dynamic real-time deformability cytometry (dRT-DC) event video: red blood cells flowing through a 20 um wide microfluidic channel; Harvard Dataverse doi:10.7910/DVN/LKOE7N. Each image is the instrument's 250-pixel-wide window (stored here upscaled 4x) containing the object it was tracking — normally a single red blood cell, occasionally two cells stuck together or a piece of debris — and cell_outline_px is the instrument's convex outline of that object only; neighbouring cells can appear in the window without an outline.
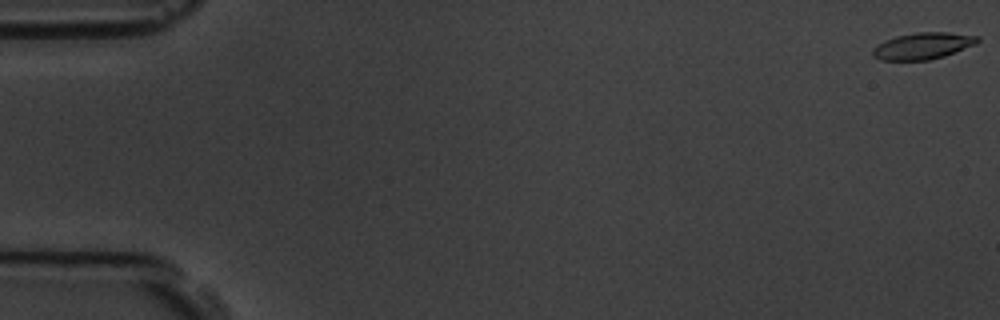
{"species": "common noctule bat (a hibernating species)", "species_latin": "Nyctalus noctula", "temperature_condition": "room temperature", "stored_images_in_passage": 6, "camera_frame_rate_fps": 3000, "um_per_image_px": 0.085, "animal": {"sex": "male", "body_mass_g": 19.5, "forearm_length_mm": 54.6}, "frame": {"image": 1, "passage_image": 1, "time_ms": 0.0, "image_size_px": [1000, 320], "cell_outline_px": [[980, 40], [976, 44], [944, 56], [928, 60], [880, 60], [872, 56], [872, 48], [884, 40], [896, 36], [916, 32], [948, 32], [980, 36]], "centroid_in_image_um": [78.43, 3.89], "position_along_channel_um": 6.6, "area_um2": 16.36}}
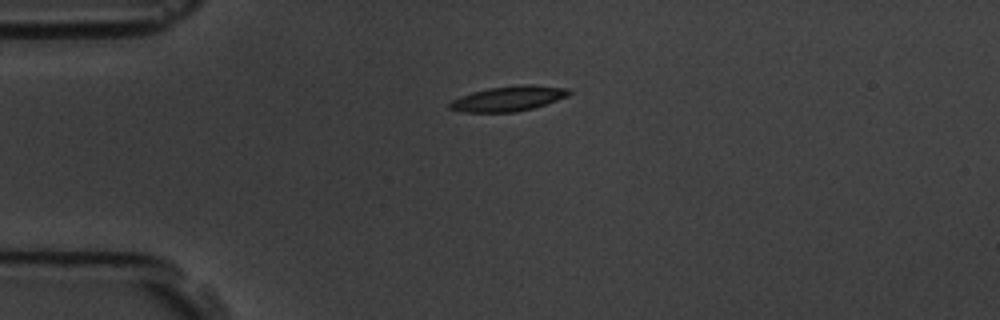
{"frame": {"image": 2, "passage_image": 5, "time_ms": 4.333, "image_size_px": [1000, 320], "cell_outline_px": [[572, 92], [568, 96], [532, 108], [516, 112], [464, 112], [448, 108], [448, 104], [452, 100], [460, 96], [472, 92], [488, 88], [516, 84], [532, 84], [568, 88]], "centroid_in_image_um": [43.21, 8.36], "position_along_channel_um": 41.8, "area_um2": 17.51}}